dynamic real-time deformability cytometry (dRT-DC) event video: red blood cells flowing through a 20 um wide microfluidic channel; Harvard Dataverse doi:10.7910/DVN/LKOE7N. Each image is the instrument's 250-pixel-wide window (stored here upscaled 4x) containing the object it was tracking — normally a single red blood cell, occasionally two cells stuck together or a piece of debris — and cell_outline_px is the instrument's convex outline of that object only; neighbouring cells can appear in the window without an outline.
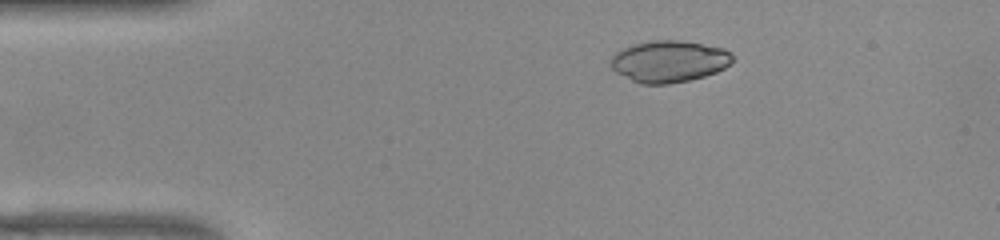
{"species": "common noctule bat (a hibernating species)", "species_latin": "Nyctalus noctula", "temperature_condition": "warm", "stored_images_in_passage": 44, "camera_frame_rate_fps": 3000, "um_per_image_px": 0.085, "animal": {"sex": "female", "body_mass_g": 22.0, "forearm_length_mm": 56.7}, "frame": {"image": 1, "passage_image": 1, "time_ms": 0.0, "image_size_px": [1000, 240], "cell_outline_px": [[732, 60], [724, 68], [716, 72], [704, 76], [688, 80], [668, 84], [640, 84], [616, 72], [612, 68], [608, 60], [616, 52], [632, 44], [652, 40], [676, 40], [724, 48], [732, 56]], "centroid_in_image_um": [56.82, 5.22], "position_along_channel_um": 28.2, "area_um2": 29.36}}
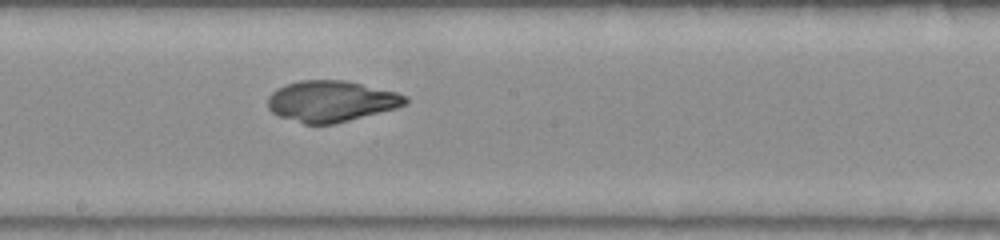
{"frame": {"image": 2, "passage_image": 20, "time_ms": 6.333, "image_size_px": [1000, 240], "cell_outline_px": [[408, 104], [396, 108], [332, 124], [304, 124], [276, 116], [268, 108], [268, 96], [272, 92], [288, 84], [300, 80], [344, 80], [396, 92], [408, 96]], "centroid_in_image_um": [28.14, 8.61], "position_along_channel_um": 220.1, "area_um2": 32.77}}
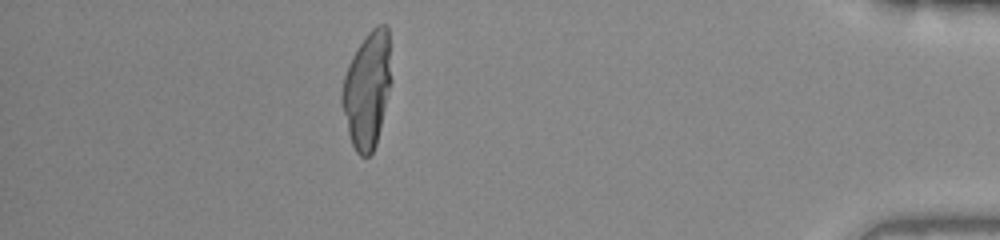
{"frame": {"image": 3, "passage_image": 38, "time_ms": 12.333, "image_size_px": [1000, 240], "cell_outline_px": [[392, 80], [376, 144], [372, 152], [368, 156], [360, 156], [356, 152], [352, 144], [348, 132], [340, 100], [340, 96], [344, 76], [348, 64], [356, 48], [368, 32], [376, 24], [388, 24]], "centroid_in_image_um": [31.22, 7.57], "position_along_channel_um": 404.0, "area_um2": 33.7}}